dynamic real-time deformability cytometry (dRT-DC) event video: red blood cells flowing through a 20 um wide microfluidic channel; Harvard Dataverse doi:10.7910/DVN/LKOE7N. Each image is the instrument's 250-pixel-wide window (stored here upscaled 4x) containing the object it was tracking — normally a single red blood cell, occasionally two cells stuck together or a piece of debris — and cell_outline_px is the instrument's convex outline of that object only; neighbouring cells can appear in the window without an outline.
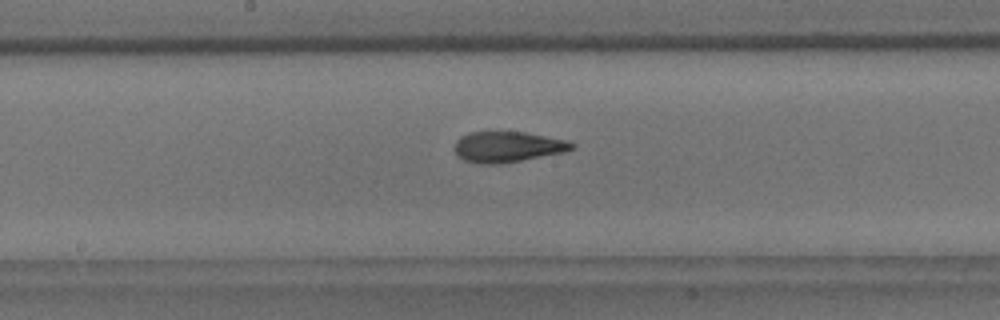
{"species": "common noctule bat (a hibernating species)", "species_latin": "Nyctalus noctula", "temperature_condition": "room temperature", "stored_images_in_passage": 33, "camera_frame_rate_fps": 3000, "um_per_image_px": 0.085, "animal": {"sex": "male", "body_mass_g": 18.8}, "frame": {"image": 1, "passage_image": 24, "time_ms": 7.667, "image_size_px": [1000, 320], "cell_outline_px": [[576, 148], [564, 152], [500, 164], [476, 164], [464, 160], [456, 156], [452, 148], [456, 140], [460, 136], [472, 132], [524, 132], [568, 140], [576, 144]], "centroid_in_image_um": [43.11, 12.49], "position_along_channel_um": 205.1, "area_um2": 21.27}}
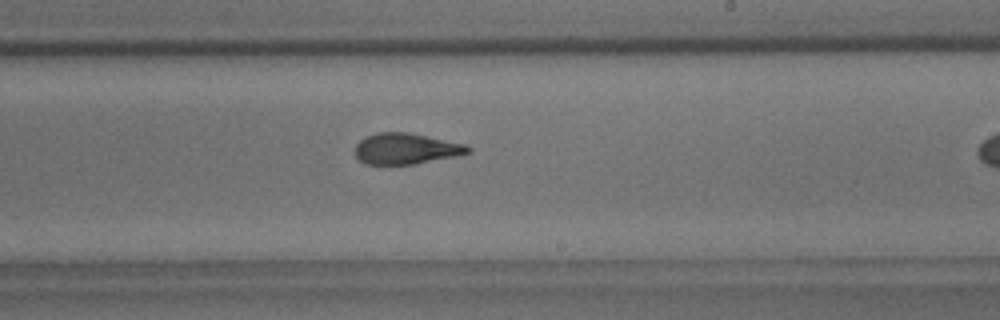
{"frame": {"image": 2, "passage_image": 28, "time_ms": 9.0, "image_size_px": [1000, 320], "cell_outline_px": [[472, 152], [456, 156], [412, 164], [364, 164], [356, 156], [356, 144], [360, 140], [376, 132], [408, 132], [464, 144], [472, 148]], "centroid_in_image_um": [34.51, 12.63], "position_along_channel_um": 254.5, "area_um2": 20.17}}